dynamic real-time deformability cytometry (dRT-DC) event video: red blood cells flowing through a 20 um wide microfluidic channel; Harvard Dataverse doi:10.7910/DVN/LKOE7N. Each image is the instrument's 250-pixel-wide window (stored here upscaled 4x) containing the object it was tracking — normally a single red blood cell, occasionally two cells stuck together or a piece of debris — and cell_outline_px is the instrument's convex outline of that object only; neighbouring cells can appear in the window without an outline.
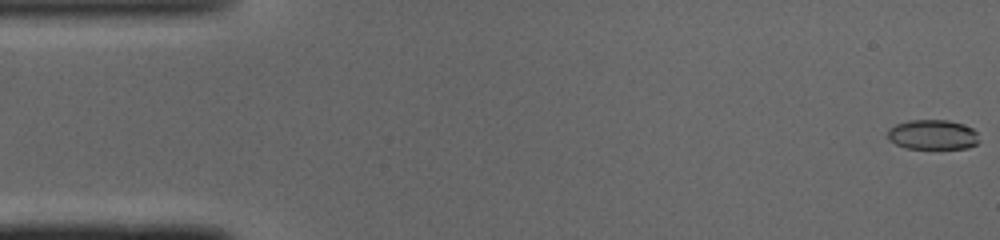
{"species": "common noctule bat (a hibernating species)", "species_latin": "Nyctalus noctula", "temperature_condition": "cold", "stored_images_in_passage": 7, "camera_frame_rate_fps": 3000, "um_per_image_px": 0.085, "animal": {"sex": "male", "body_mass_g": 19.0, "forearm_length_mm": 50.8}, "frame": {"image": 1, "passage_image": 1, "time_ms": 0.0, "image_size_px": [1000, 240], "cell_outline_px": [[980, 140], [976, 144], [968, 148], [904, 148], [888, 140], [888, 128], [896, 124], [908, 120], [948, 120], [964, 124], [972, 128], [976, 132]], "centroid_in_image_um": [79.27, 11.44], "position_along_channel_um": 5.7, "area_um2": 16.01}}